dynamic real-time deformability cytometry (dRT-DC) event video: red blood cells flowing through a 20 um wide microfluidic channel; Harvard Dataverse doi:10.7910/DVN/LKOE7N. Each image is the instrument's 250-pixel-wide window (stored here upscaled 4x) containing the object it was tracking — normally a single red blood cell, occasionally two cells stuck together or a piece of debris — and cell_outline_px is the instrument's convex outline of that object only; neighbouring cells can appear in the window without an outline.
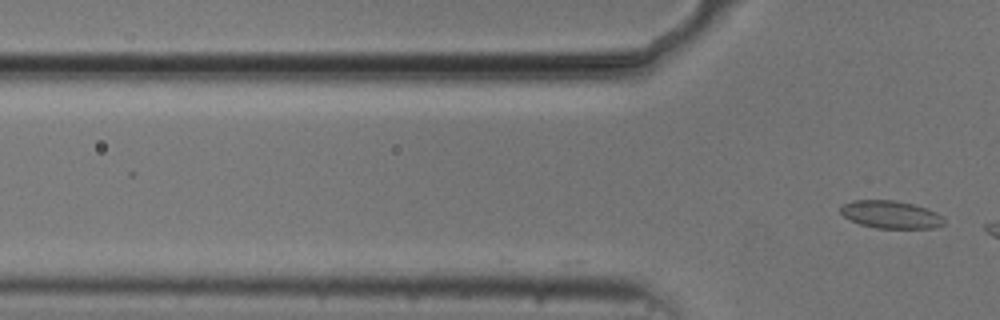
{"species": "common noctule bat (a hibernating species)", "species_latin": "Nyctalus noctula", "temperature_condition": "cold", "stored_images_in_passage": 12, "camera_frame_rate_fps": 3000, "um_per_image_px": 0.085, "animal": {"sex": "male", "body_mass_g": 20.5, "forearm_length_mm": 52.5}, "frame": {"image": 1, "passage_image": 12, "time_ms": 3.667, "image_size_px": [1000, 320], "cell_outline_px": [[944, 224], [932, 228], [876, 228], [860, 224], [848, 220], [840, 212], [840, 208], [844, 204], [852, 200], [892, 200], [912, 204], [936, 212], [944, 220]], "centroid_in_image_um": [75.66, 18.24], "position_along_channel_um": 50.1, "area_um2": 16.53}}